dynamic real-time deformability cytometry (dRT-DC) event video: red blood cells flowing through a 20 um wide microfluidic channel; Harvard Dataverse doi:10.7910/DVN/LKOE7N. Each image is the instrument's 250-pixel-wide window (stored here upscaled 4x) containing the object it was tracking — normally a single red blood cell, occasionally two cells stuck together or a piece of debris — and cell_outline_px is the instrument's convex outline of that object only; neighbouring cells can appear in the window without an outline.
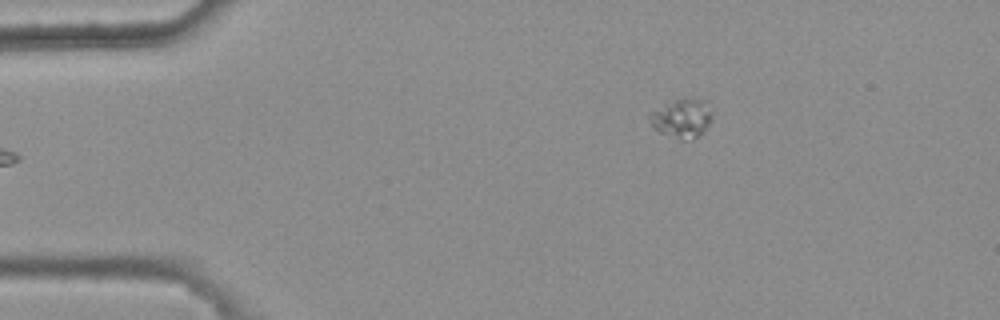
{"species": "common noctule bat (a hibernating species)", "species_latin": "Nyctalus noctula", "temperature_condition": "warm", "stored_images_in_passage": 3, "camera_frame_rate_fps": 3000, "um_per_image_px": 0.085, "animal": {"sex": "female", "body_mass_g": 25.1}, "frame": {"image": 1, "passage_image": 1, "time_ms": 0.0, "image_size_px": [1000, 320], "cell_outline_px": [[712, 120], [704, 132], [692, 140], [680, 140], [660, 132], [652, 124], [648, 116], [652, 112], [684, 96], [692, 96], [704, 100], [712, 112]], "centroid_in_image_um": [58.04, 10.05], "position_along_channel_um": 27.0, "area_um2": 14.22}}